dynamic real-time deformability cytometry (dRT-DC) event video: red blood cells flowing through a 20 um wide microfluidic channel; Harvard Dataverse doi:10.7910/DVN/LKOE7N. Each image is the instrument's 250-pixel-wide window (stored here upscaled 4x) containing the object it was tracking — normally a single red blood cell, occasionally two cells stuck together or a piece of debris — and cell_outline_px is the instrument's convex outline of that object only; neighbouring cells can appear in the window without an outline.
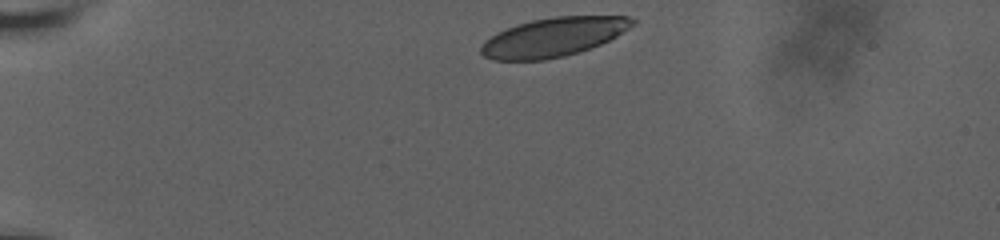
{"species": "human", "species_latin": "Homo sapiens", "temperature_condition": "room temperature", "stored_images_in_passage": 50, "camera_frame_rate_fps": 3000, "um_per_image_px": 0.085, "donor": {"sex": "male"}, "frame": {"image": 1, "passage_image": 1, "time_ms": 0.0, "image_size_px": [1000, 240], "cell_outline_px": [[636, 24], [616, 36], [600, 44], [564, 56], [544, 60], [492, 60], [484, 56], [480, 52], [480, 48], [484, 40], [496, 32], [532, 20], [556, 16], [628, 16], [636, 20]], "centroid_in_image_um": [47.02, 3.15], "position_along_channel_um": 38.0, "area_um2": 34.16}}
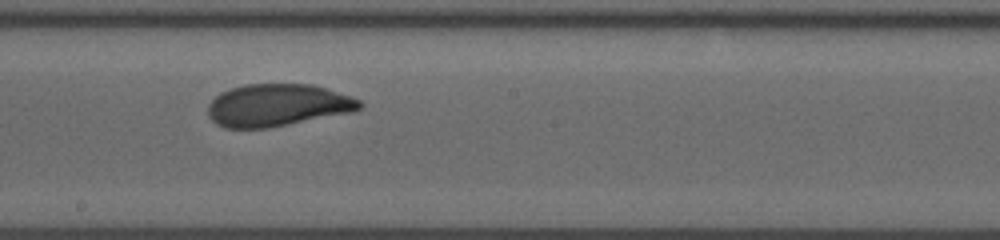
{"frame": {"image": 2, "passage_image": 29, "time_ms": 7.0, "image_size_px": [1000, 240], "cell_outline_px": [[364, 104], [360, 108], [352, 112], [268, 128], [224, 128], [216, 124], [208, 116], [208, 104], [220, 92], [244, 84], [312, 84], [328, 88], [352, 96], [360, 100]], "centroid_in_image_um": [23.59, 8.94], "position_along_channel_um": 224.6, "area_um2": 37.63}}
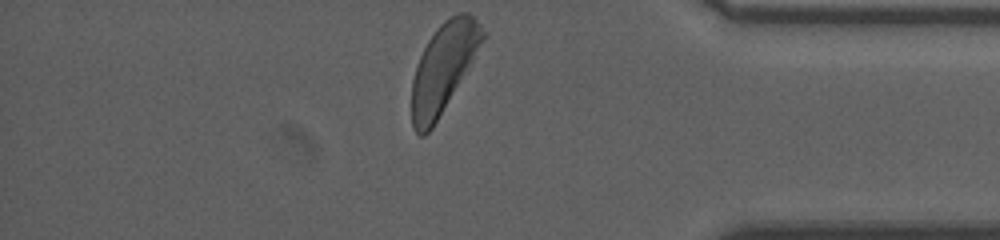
{"frame": {"image": 3, "passage_image": 49, "time_ms": 12.333, "image_size_px": [1000, 240], "cell_outline_px": [[484, 40], [472, 64], [432, 128], [424, 136], [420, 136], [412, 128], [412, 80], [420, 56], [428, 40], [436, 28], [444, 20], [456, 12], [464, 12], [472, 16], [480, 24], [484, 32]], "centroid_in_image_um": [37.69, 5.77], "position_along_channel_um": 397.5, "area_um2": 36.53}, "authors_computed_cell_mechanics": {"area_um2": 37.5411, "velocity_mm_per_s": 3.6096, "shape_relaxation_time_tau1_ms": 3.9579, "shape_relaxation_time_tau2_ms": null, "deformation_change_tau1": 0.1493, "deformation_change_tau2": null}}